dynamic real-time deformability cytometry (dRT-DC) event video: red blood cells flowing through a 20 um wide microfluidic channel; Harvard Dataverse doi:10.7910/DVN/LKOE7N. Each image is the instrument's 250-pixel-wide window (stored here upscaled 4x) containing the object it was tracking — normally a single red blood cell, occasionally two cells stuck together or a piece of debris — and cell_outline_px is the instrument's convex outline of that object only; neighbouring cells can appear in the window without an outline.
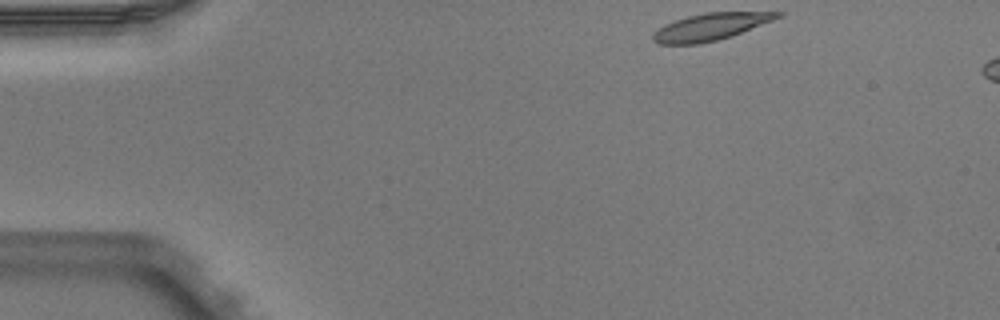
{"species": "Egyptian fruit bat (a non-hibernating species)", "species_latin": "Rousettus aegyptiacus", "temperature_condition": "warm", "stored_images_in_passage": 4, "camera_frame_rate_fps": 3000, "um_per_image_px": 0.085, "animal": {"sex": "male"}, "frame": {"image": 1, "passage_image": 1, "time_ms": 0.0, "image_size_px": [1000, 320], "cell_outline_px": [[784, 16], [732, 36], [700, 44], [656, 44], [652, 40], [652, 32], [664, 24], [688, 16], [704, 12], [784, 12]], "centroid_in_image_um": [60.38, 2.28], "position_along_channel_um": 24.6, "area_um2": 19.77}}
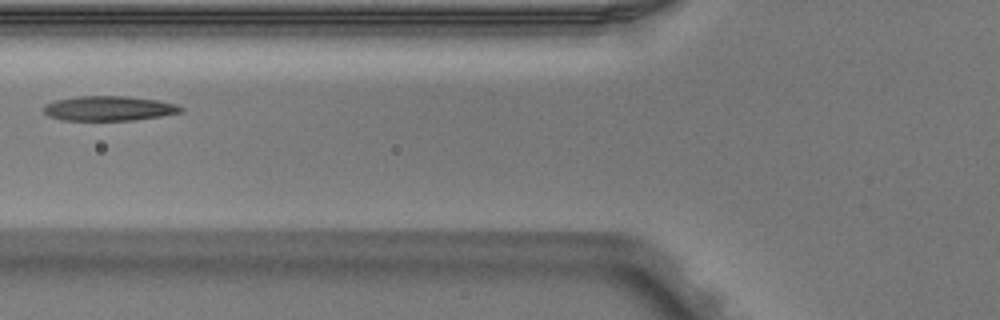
{"frame": {"image": 2, "passage_image": 4, "time_ms": 1.0, "image_size_px": [1000, 320], "cell_outline_px": [[184, 112], [136, 120], [64, 120], [48, 116], [44, 112], [44, 104], [56, 100], [76, 96], [128, 96], [156, 100], [176, 104], [184, 108]], "centroid_in_image_um": [9.27, 9.21], "position_along_channel_um": 116.5, "area_um2": 19.83}}